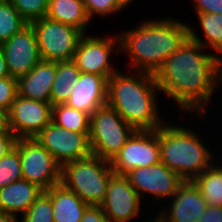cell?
<instances>
[{
    "label": "cell",
    "mask_w": 222,
    "mask_h": 222,
    "mask_svg": "<svg viewBox=\"0 0 222 222\" xmlns=\"http://www.w3.org/2000/svg\"><path fill=\"white\" fill-rule=\"evenodd\" d=\"M171 198L170 211L156 215L162 222H198L208 206L193 181H184Z\"/></svg>",
    "instance_id": "16"
},
{
    "label": "cell",
    "mask_w": 222,
    "mask_h": 222,
    "mask_svg": "<svg viewBox=\"0 0 222 222\" xmlns=\"http://www.w3.org/2000/svg\"><path fill=\"white\" fill-rule=\"evenodd\" d=\"M18 221L20 220L17 218V216L0 211V222H18Z\"/></svg>",
    "instance_id": "38"
},
{
    "label": "cell",
    "mask_w": 222,
    "mask_h": 222,
    "mask_svg": "<svg viewBox=\"0 0 222 222\" xmlns=\"http://www.w3.org/2000/svg\"><path fill=\"white\" fill-rule=\"evenodd\" d=\"M212 164L193 182L209 206H222V165Z\"/></svg>",
    "instance_id": "24"
},
{
    "label": "cell",
    "mask_w": 222,
    "mask_h": 222,
    "mask_svg": "<svg viewBox=\"0 0 222 222\" xmlns=\"http://www.w3.org/2000/svg\"><path fill=\"white\" fill-rule=\"evenodd\" d=\"M44 190L27 180L13 182L0 189V211L17 216L29 209Z\"/></svg>",
    "instance_id": "19"
},
{
    "label": "cell",
    "mask_w": 222,
    "mask_h": 222,
    "mask_svg": "<svg viewBox=\"0 0 222 222\" xmlns=\"http://www.w3.org/2000/svg\"><path fill=\"white\" fill-rule=\"evenodd\" d=\"M53 212L51 197L43 191L22 215L21 222H54Z\"/></svg>",
    "instance_id": "28"
},
{
    "label": "cell",
    "mask_w": 222,
    "mask_h": 222,
    "mask_svg": "<svg viewBox=\"0 0 222 222\" xmlns=\"http://www.w3.org/2000/svg\"><path fill=\"white\" fill-rule=\"evenodd\" d=\"M150 222H152V221H150ZM153 222H162V221H161L158 217H157V218L155 217V218L153 219Z\"/></svg>",
    "instance_id": "41"
},
{
    "label": "cell",
    "mask_w": 222,
    "mask_h": 222,
    "mask_svg": "<svg viewBox=\"0 0 222 222\" xmlns=\"http://www.w3.org/2000/svg\"><path fill=\"white\" fill-rule=\"evenodd\" d=\"M183 127L169 123L159 127L160 160L184 181H193L212 165L214 155L193 129Z\"/></svg>",
    "instance_id": "4"
},
{
    "label": "cell",
    "mask_w": 222,
    "mask_h": 222,
    "mask_svg": "<svg viewBox=\"0 0 222 222\" xmlns=\"http://www.w3.org/2000/svg\"><path fill=\"white\" fill-rule=\"evenodd\" d=\"M120 33L119 49L131 56L130 65L136 67L134 72L154 75L189 38V26L168 17L157 21L147 20L130 31Z\"/></svg>",
    "instance_id": "2"
},
{
    "label": "cell",
    "mask_w": 222,
    "mask_h": 222,
    "mask_svg": "<svg viewBox=\"0 0 222 222\" xmlns=\"http://www.w3.org/2000/svg\"><path fill=\"white\" fill-rule=\"evenodd\" d=\"M198 15V21L201 25L202 31L205 35V39L196 35L195 31L189 26V38L195 42H198L206 49L210 48L216 51L219 56H222V15L212 13H196ZM205 42V43H204ZM221 52V53H220Z\"/></svg>",
    "instance_id": "23"
},
{
    "label": "cell",
    "mask_w": 222,
    "mask_h": 222,
    "mask_svg": "<svg viewBox=\"0 0 222 222\" xmlns=\"http://www.w3.org/2000/svg\"><path fill=\"white\" fill-rule=\"evenodd\" d=\"M114 174L110 161L95 155L67 162L61 167V183L89 205H100Z\"/></svg>",
    "instance_id": "5"
},
{
    "label": "cell",
    "mask_w": 222,
    "mask_h": 222,
    "mask_svg": "<svg viewBox=\"0 0 222 222\" xmlns=\"http://www.w3.org/2000/svg\"><path fill=\"white\" fill-rule=\"evenodd\" d=\"M108 80L104 76L81 72L66 104L91 115L107 104Z\"/></svg>",
    "instance_id": "17"
},
{
    "label": "cell",
    "mask_w": 222,
    "mask_h": 222,
    "mask_svg": "<svg viewBox=\"0 0 222 222\" xmlns=\"http://www.w3.org/2000/svg\"><path fill=\"white\" fill-rule=\"evenodd\" d=\"M46 17L74 26L84 34L92 21L88 18L83 0H50Z\"/></svg>",
    "instance_id": "21"
},
{
    "label": "cell",
    "mask_w": 222,
    "mask_h": 222,
    "mask_svg": "<svg viewBox=\"0 0 222 222\" xmlns=\"http://www.w3.org/2000/svg\"><path fill=\"white\" fill-rule=\"evenodd\" d=\"M9 131L8 113L3 108H0V134Z\"/></svg>",
    "instance_id": "36"
},
{
    "label": "cell",
    "mask_w": 222,
    "mask_h": 222,
    "mask_svg": "<svg viewBox=\"0 0 222 222\" xmlns=\"http://www.w3.org/2000/svg\"><path fill=\"white\" fill-rule=\"evenodd\" d=\"M133 74L118 71L110 76L107 104L135 130H157L165 122L157 110L156 94L160 89L155 75L139 71Z\"/></svg>",
    "instance_id": "3"
},
{
    "label": "cell",
    "mask_w": 222,
    "mask_h": 222,
    "mask_svg": "<svg viewBox=\"0 0 222 222\" xmlns=\"http://www.w3.org/2000/svg\"><path fill=\"white\" fill-rule=\"evenodd\" d=\"M28 22L7 0L0 2V45L24 28Z\"/></svg>",
    "instance_id": "26"
},
{
    "label": "cell",
    "mask_w": 222,
    "mask_h": 222,
    "mask_svg": "<svg viewBox=\"0 0 222 222\" xmlns=\"http://www.w3.org/2000/svg\"><path fill=\"white\" fill-rule=\"evenodd\" d=\"M198 222H222V206H207Z\"/></svg>",
    "instance_id": "35"
},
{
    "label": "cell",
    "mask_w": 222,
    "mask_h": 222,
    "mask_svg": "<svg viewBox=\"0 0 222 222\" xmlns=\"http://www.w3.org/2000/svg\"><path fill=\"white\" fill-rule=\"evenodd\" d=\"M140 200L142 198L124 175L113 174L100 206L111 222H128L140 214Z\"/></svg>",
    "instance_id": "15"
},
{
    "label": "cell",
    "mask_w": 222,
    "mask_h": 222,
    "mask_svg": "<svg viewBox=\"0 0 222 222\" xmlns=\"http://www.w3.org/2000/svg\"><path fill=\"white\" fill-rule=\"evenodd\" d=\"M81 222H111L100 205H89L81 219Z\"/></svg>",
    "instance_id": "33"
},
{
    "label": "cell",
    "mask_w": 222,
    "mask_h": 222,
    "mask_svg": "<svg viewBox=\"0 0 222 222\" xmlns=\"http://www.w3.org/2000/svg\"><path fill=\"white\" fill-rule=\"evenodd\" d=\"M17 95V78L11 76L0 78V108L8 111Z\"/></svg>",
    "instance_id": "31"
},
{
    "label": "cell",
    "mask_w": 222,
    "mask_h": 222,
    "mask_svg": "<svg viewBox=\"0 0 222 222\" xmlns=\"http://www.w3.org/2000/svg\"><path fill=\"white\" fill-rule=\"evenodd\" d=\"M139 194H152L155 198L172 197L184 180L165 164L159 162L149 167L136 168L124 175Z\"/></svg>",
    "instance_id": "14"
},
{
    "label": "cell",
    "mask_w": 222,
    "mask_h": 222,
    "mask_svg": "<svg viewBox=\"0 0 222 222\" xmlns=\"http://www.w3.org/2000/svg\"><path fill=\"white\" fill-rule=\"evenodd\" d=\"M22 179L21 159L14 147L0 158V189Z\"/></svg>",
    "instance_id": "27"
},
{
    "label": "cell",
    "mask_w": 222,
    "mask_h": 222,
    "mask_svg": "<svg viewBox=\"0 0 222 222\" xmlns=\"http://www.w3.org/2000/svg\"><path fill=\"white\" fill-rule=\"evenodd\" d=\"M219 76L220 82H222V57H219Z\"/></svg>",
    "instance_id": "40"
},
{
    "label": "cell",
    "mask_w": 222,
    "mask_h": 222,
    "mask_svg": "<svg viewBox=\"0 0 222 222\" xmlns=\"http://www.w3.org/2000/svg\"><path fill=\"white\" fill-rule=\"evenodd\" d=\"M52 122L65 130L90 133V115L67 104L52 107Z\"/></svg>",
    "instance_id": "25"
},
{
    "label": "cell",
    "mask_w": 222,
    "mask_h": 222,
    "mask_svg": "<svg viewBox=\"0 0 222 222\" xmlns=\"http://www.w3.org/2000/svg\"><path fill=\"white\" fill-rule=\"evenodd\" d=\"M8 76H10V74L7 69L4 53L0 47V78H4Z\"/></svg>",
    "instance_id": "37"
},
{
    "label": "cell",
    "mask_w": 222,
    "mask_h": 222,
    "mask_svg": "<svg viewBox=\"0 0 222 222\" xmlns=\"http://www.w3.org/2000/svg\"><path fill=\"white\" fill-rule=\"evenodd\" d=\"M16 139L17 138L10 130L0 134V158L14 148Z\"/></svg>",
    "instance_id": "34"
},
{
    "label": "cell",
    "mask_w": 222,
    "mask_h": 222,
    "mask_svg": "<svg viewBox=\"0 0 222 222\" xmlns=\"http://www.w3.org/2000/svg\"><path fill=\"white\" fill-rule=\"evenodd\" d=\"M84 34L77 45L72 61L83 73L97 74L104 76L107 80L118 70L113 68L109 57L114 48L120 51L118 35L104 38L88 37ZM117 41V42H116ZM117 43V44H114ZM117 45V47H116Z\"/></svg>",
    "instance_id": "12"
},
{
    "label": "cell",
    "mask_w": 222,
    "mask_h": 222,
    "mask_svg": "<svg viewBox=\"0 0 222 222\" xmlns=\"http://www.w3.org/2000/svg\"><path fill=\"white\" fill-rule=\"evenodd\" d=\"M57 62L41 60L29 73L17 79L18 95L50 103Z\"/></svg>",
    "instance_id": "18"
},
{
    "label": "cell",
    "mask_w": 222,
    "mask_h": 222,
    "mask_svg": "<svg viewBox=\"0 0 222 222\" xmlns=\"http://www.w3.org/2000/svg\"><path fill=\"white\" fill-rule=\"evenodd\" d=\"M14 147L19 151L23 180L44 191L61 183V166L35 138H18Z\"/></svg>",
    "instance_id": "8"
},
{
    "label": "cell",
    "mask_w": 222,
    "mask_h": 222,
    "mask_svg": "<svg viewBox=\"0 0 222 222\" xmlns=\"http://www.w3.org/2000/svg\"><path fill=\"white\" fill-rule=\"evenodd\" d=\"M135 131L114 108L108 104L99 107L90 115L92 155L110 161Z\"/></svg>",
    "instance_id": "6"
},
{
    "label": "cell",
    "mask_w": 222,
    "mask_h": 222,
    "mask_svg": "<svg viewBox=\"0 0 222 222\" xmlns=\"http://www.w3.org/2000/svg\"><path fill=\"white\" fill-rule=\"evenodd\" d=\"M28 22L46 17L50 0H8Z\"/></svg>",
    "instance_id": "29"
},
{
    "label": "cell",
    "mask_w": 222,
    "mask_h": 222,
    "mask_svg": "<svg viewBox=\"0 0 222 222\" xmlns=\"http://www.w3.org/2000/svg\"><path fill=\"white\" fill-rule=\"evenodd\" d=\"M161 162L159 128L136 130L122 149L110 160L114 174L125 175L129 171L149 167Z\"/></svg>",
    "instance_id": "9"
},
{
    "label": "cell",
    "mask_w": 222,
    "mask_h": 222,
    "mask_svg": "<svg viewBox=\"0 0 222 222\" xmlns=\"http://www.w3.org/2000/svg\"><path fill=\"white\" fill-rule=\"evenodd\" d=\"M52 105L17 95L8 113L9 130L18 138H35L52 122Z\"/></svg>",
    "instance_id": "11"
},
{
    "label": "cell",
    "mask_w": 222,
    "mask_h": 222,
    "mask_svg": "<svg viewBox=\"0 0 222 222\" xmlns=\"http://www.w3.org/2000/svg\"><path fill=\"white\" fill-rule=\"evenodd\" d=\"M30 24L36 34L41 60L58 62L73 59L79 40L84 35L82 31L47 17Z\"/></svg>",
    "instance_id": "7"
},
{
    "label": "cell",
    "mask_w": 222,
    "mask_h": 222,
    "mask_svg": "<svg viewBox=\"0 0 222 222\" xmlns=\"http://www.w3.org/2000/svg\"><path fill=\"white\" fill-rule=\"evenodd\" d=\"M80 74L81 70L72 60L57 62V72L50 94L52 106L66 104L73 91V85L78 82Z\"/></svg>",
    "instance_id": "22"
},
{
    "label": "cell",
    "mask_w": 222,
    "mask_h": 222,
    "mask_svg": "<svg viewBox=\"0 0 222 222\" xmlns=\"http://www.w3.org/2000/svg\"><path fill=\"white\" fill-rule=\"evenodd\" d=\"M197 13H212L222 15V0H192Z\"/></svg>",
    "instance_id": "32"
},
{
    "label": "cell",
    "mask_w": 222,
    "mask_h": 222,
    "mask_svg": "<svg viewBox=\"0 0 222 222\" xmlns=\"http://www.w3.org/2000/svg\"><path fill=\"white\" fill-rule=\"evenodd\" d=\"M133 0H117V2L125 9L128 7Z\"/></svg>",
    "instance_id": "39"
},
{
    "label": "cell",
    "mask_w": 222,
    "mask_h": 222,
    "mask_svg": "<svg viewBox=\"0 0 222 222\" xmlns=\"http://www.w3.org/2000/svg\"><path fill=\"white\" fill-rule=\"evenodd\" d=\"M46 192L52 200L54 222H81L89 204L82 201L62 183L53 185Z\"/></svg>",
    "instance_id": "20"
},
{
    "label": "cell",
    "mask_w": 222,
    "mask_h": 222,
    "mask_svg": "<svg viewBox=\"0 0 222 222\" xmlns=\"http://www.w3.org/2000/svg\"><path fill=\"white\" fill-rule=\"evenodd\" d=\"M89 134L65 130L51 122L35 139L49 151L62 167L67 162L84 159L92 155Z\"/></svg>",
    "instance_id": "10"
},
{
    "label": "cell",
    "mask_w": 222,
    "mask_h": 222,
    "mask_svg": "<svg viewBox=\"0 0 222 222\" xmlns=\"http://www.w3.org/2000/svg\"><path fill=\"white\" fill-rule=\"evenodd\" d=\"M0 47L11 77L18 79L26 75L41 61L36 34L30 23Z\"/></svg>",
    "instance_id": "13"
},
{
    "label": "cell",
    "mask_w": 222,
    "mask_h": 222,
    "mask_svg": "<svg viewBox=\"0 0 222 222\" xmlns=\"http://www.w3.org/2000/svg\"><path fill=\"white\" fill-rule=\"evenodd\" d=\"M85 11L91 20L93 16H108L124 9L117 0H83Z\"/></svg>",
    "instance_id": "30"
},
{
    "label": "cell",
    "mask_w": 222,
    "mask_h": 222,
    "mask_svg": "<svg viewBox=\"0 0 222 222\" xmlns=\"http://www.w3.org/2000/svg\"><path fill=\"white\" fill-rule=\"evenodd\" d=\"M202 49L206 51L188 38L154 74L160 92L174 99L183 111L192 110L199 115L205 113V104L220 82L219 56Z\"/></svg>",
    "instance_id": "1"
}]
</instances>
